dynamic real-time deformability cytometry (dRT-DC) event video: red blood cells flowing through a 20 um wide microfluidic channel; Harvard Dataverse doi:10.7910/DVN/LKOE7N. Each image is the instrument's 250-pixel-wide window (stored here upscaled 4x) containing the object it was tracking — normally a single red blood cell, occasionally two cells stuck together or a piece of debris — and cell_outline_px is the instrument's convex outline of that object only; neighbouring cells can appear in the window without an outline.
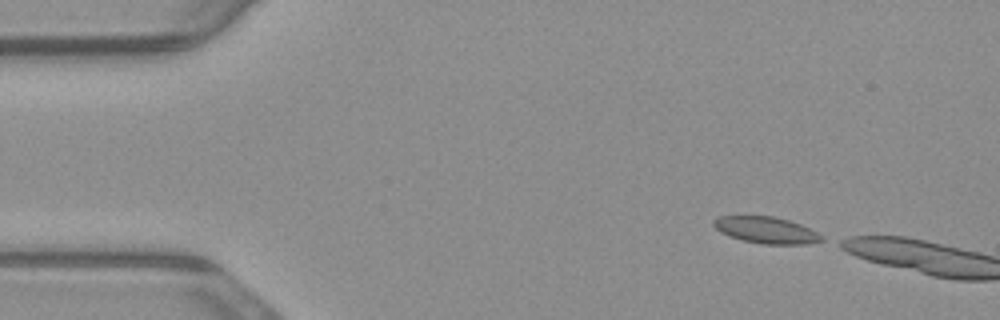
{"species": "common noctule bat (a hibernating species)", "species_latin": "Nyctalus noctula", "temperature_condition": "warm", "stored_images_in_passage": 9, "camera_frame_rate_fps": 3000, "um_per_image_px": 0.085, "animal": {"sex": "male", "body_mass_g": 23.1, "forearm_length_mm": 52.7}, "frame": {"image": 1, "passage_image": 1, "time_ms": 0.0, "image_size_px": [1000, 320], "cell_outline_px": [[824, 240], [804, 244], [764, 244], [744, 240], [728, 236], [720, 232], [712, 224], [712, 220], [720, 216], [776, 216], [800, 224], [824, 236]], "centroid_in_image_um": [65.11, 19.55], "position_along_channel_um": 19.9, "area_um2": 16.65}}